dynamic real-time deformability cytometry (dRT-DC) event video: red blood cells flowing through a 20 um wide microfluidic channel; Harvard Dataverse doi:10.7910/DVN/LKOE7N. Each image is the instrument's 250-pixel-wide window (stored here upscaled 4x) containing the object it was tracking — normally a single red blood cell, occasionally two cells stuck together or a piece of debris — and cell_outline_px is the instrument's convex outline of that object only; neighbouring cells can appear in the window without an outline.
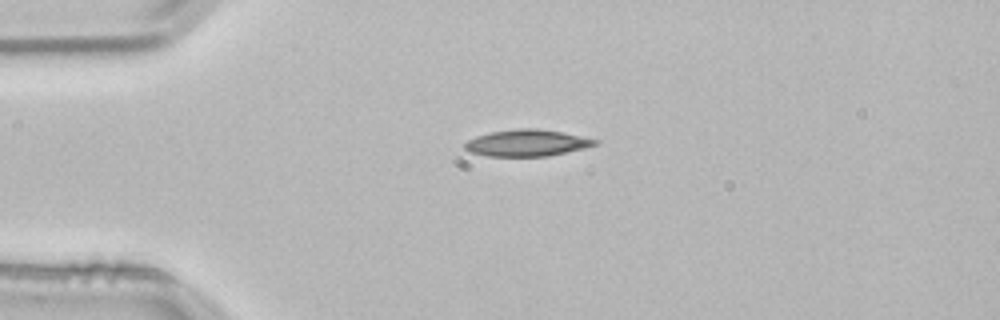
{"species": "common noctule bat (a hibernating species)", "species_latin": "Nyctalus noctula", "temperature_condition": "room temperature", "stored_images_in_passage": 2, "camera_frame_rate_fps": 3000, "um_per_image_px": 0.085, "animal": {"sex": "male", "body_mass_g": 21.5, "forearm_length_mm": 52.0}, "frame": {"image": 1, "passage_image": 1, "time_ms": 0.0, "image_size_px": [1000, 320], "cell_outline_px": [[600, 144], [584, 148], [548, 156], [488, 156], [472, 152], [464, 148], [464, 144], [468, 140], [476, 136], [492, 132], [516, 128], [536, 128], [560, 132], [600, 140]], "centroid_in_image_um": [44.81, 12.15], "position_along_channel_um": 40.2, "area_um2": 20.06}}
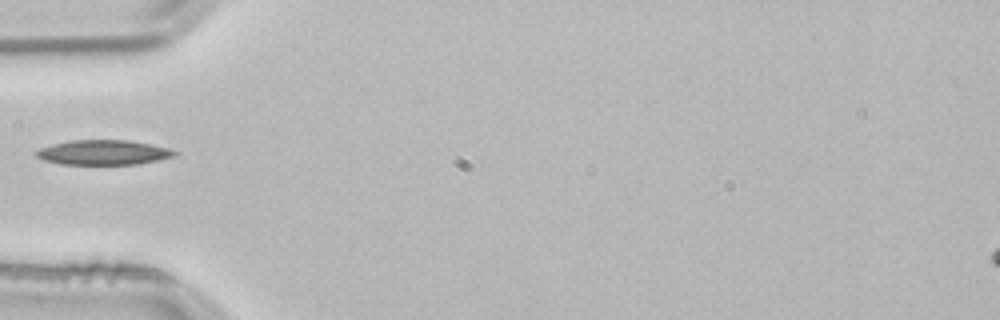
{"frame": {"image": 2, "passage_image": 2, "time_ms": 0.333, "image_size_px": [1000, 320], "cell_outline_px": [[180, 152], [176, 156], [160, 160], [140, 164], [60, 164], [44, 160], [36, 156], [36, 152], [40, 148], [52, 144], [72, 140], [128, 140], [168, 148]], "centroid_in_image_um": [8.83, 12.96], "position_along_channel_um": 76.2, "area_um2": 20.0}}